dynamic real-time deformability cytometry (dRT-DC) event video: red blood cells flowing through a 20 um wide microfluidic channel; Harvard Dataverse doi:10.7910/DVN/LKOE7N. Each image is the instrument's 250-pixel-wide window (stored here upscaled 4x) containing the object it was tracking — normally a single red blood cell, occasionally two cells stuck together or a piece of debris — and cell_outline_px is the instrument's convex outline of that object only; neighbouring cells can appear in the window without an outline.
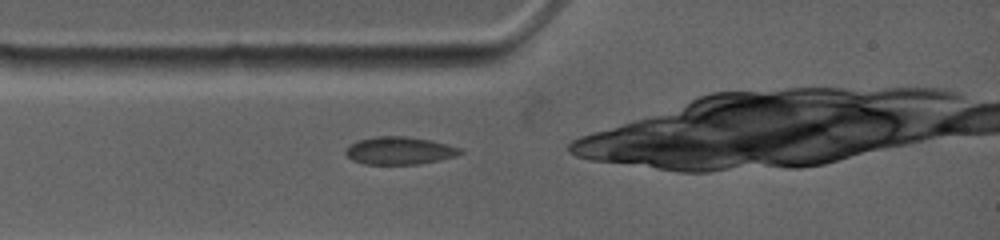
{"species": "common noctule bat (a hibernating species)", "species_latin": "Nyctalus noctula", "temperature_condition": "warm", "stored_images_in_passage": 23, "camera_frame_rate_fps": 4500, "um_per_image_px": 0.085, "animal": {"sex": "female", "body_mass_g": 19.0, "forearm_length_mm": 53.3}, "frame": {"image": 1, "passage_image": 1, "time_ms": 0.0, "image_size_px": [1000, 240], "cell_outline_px": [[464, 152], [456, 156], [440, 160], [420, 164], [364, 164], [352, 160], [344, 152], [356, 140], [376, 136], [408, 136], [432, 140], [460, 148]], "centroid_in_image_um": [33.97, 12.8], "position_along_channel_um": 51.0, "area_um2": 18.55}}
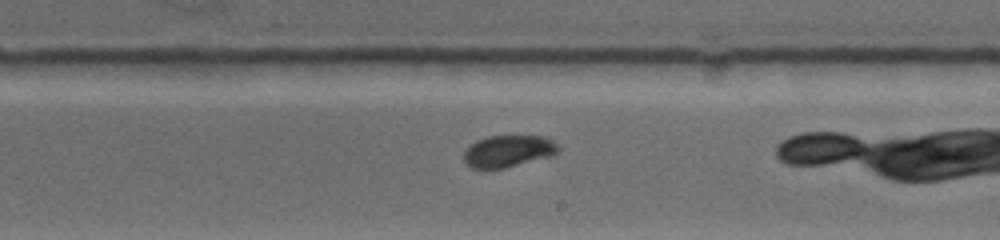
{"frame": {"image": 2, "passage_image": 10, "time_ms": 5.111, "image_size_px": [1000, 240], "cell_outline_px": [[560, 152], [552, 156], [504, 168], [472, 168], [464, 160], [464, 152], [476, 140], [488, 136], [544, 136], [552, 140], [560, 148]], "centroid_in_image_um": [43.24, 12.84], "position_along_channel_um": 245.8, "area_um2": 17.46}}
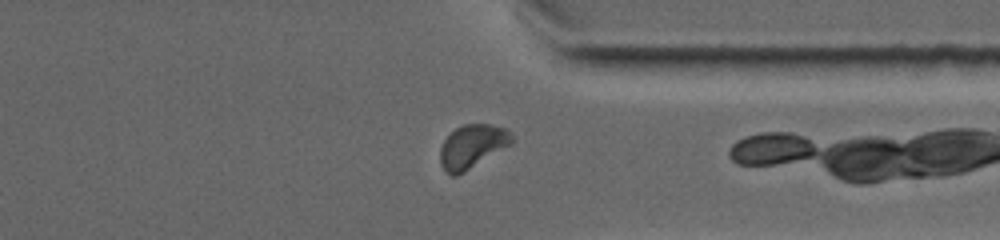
{"frame": {"image": 3, "passage_image": 18, "time_ms": 8.444, "image_size_px": [1000, 240], "cell_outline_px": [[512, 144], [464, 172], [456, 176], [452, 176], [440, 164], [440, 148], [444, 140], [456, 128], [464, 124], [488, 124], [504, 128], [512, 136]], "centroid_in_image_um": [40.13, 12.45], "position_along_channel_um": 371.3, "area_um2": 17.92}}